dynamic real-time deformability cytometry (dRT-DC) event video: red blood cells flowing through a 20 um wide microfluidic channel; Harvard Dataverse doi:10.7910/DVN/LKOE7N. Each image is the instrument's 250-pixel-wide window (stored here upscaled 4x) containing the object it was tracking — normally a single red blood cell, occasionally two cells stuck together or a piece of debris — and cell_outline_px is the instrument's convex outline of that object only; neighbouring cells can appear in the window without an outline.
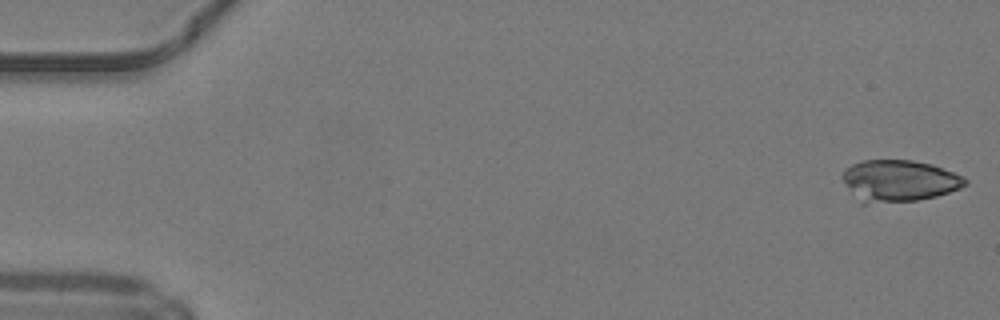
{"species": "common noctule bat (a hibernating species)", "species_latin": "Nyctalus noctula", "temperature_condition": "warm", "stored_images_in_passage": 5, "camera_frame_rate_fps": 3000, "um_per_image_px": 0.085, "animal": {"sex": "male", "body_mass_g": 19.2, "forearm_length_mm": 51.8}, "frame": {"image": 1, "passage_image": 1, "time_ms": 0.0, "image_size_px": [1000, 320], "cell_outline_px": [[968, 184], [960, 188], [936, 196], [920, 200], [864, 204], [860, 204], [844, 184], [840, 176], [844, 168], [852, 164], [864, 160], [912, 160], [932, 164], [964, 176], [968, 180]], "centroid_in_image_um": [76.38, 15.37], "position_along_channel_um": 8.6, "area_um2": 30.23}}